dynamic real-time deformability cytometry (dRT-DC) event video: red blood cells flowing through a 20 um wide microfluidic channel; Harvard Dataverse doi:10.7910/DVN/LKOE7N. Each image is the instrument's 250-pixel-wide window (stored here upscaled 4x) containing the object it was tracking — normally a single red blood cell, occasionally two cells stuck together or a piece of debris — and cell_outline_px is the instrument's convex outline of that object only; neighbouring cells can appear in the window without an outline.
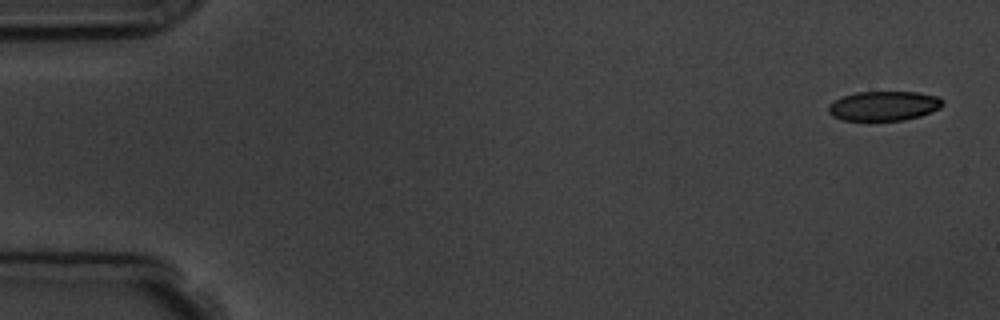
{"species": "common noctule bat (a hibernating species)", "species_latin": "Nyctalus noctula", "temperature_condition": "room temperature", "stored_images_in_passage": 4, "camera_frame_rate_fps": 3000, "um_per_image_px": 0.085, "animal": {"sex": "male", "body_mass_g": 19.5, "forearm_length_mm": 54.6}, "frame": {"image": 1, "passage_image": 1, "time_ms": 0.0, "image_size_px": [1000, 320], "cell_outline_px": [[944, 104], [940, 108], [932, 112], [920, 116], [904, 120], [844, 120], [832, 116], [828, 112], [828, 104], [844, 96], [856, 92], [916, 92], [936, 96], [944, 100]], "centroid_in_image_um": [75.14, 9.0], "position_along_channel_um": 9.9, "area_um2": 19.65}}